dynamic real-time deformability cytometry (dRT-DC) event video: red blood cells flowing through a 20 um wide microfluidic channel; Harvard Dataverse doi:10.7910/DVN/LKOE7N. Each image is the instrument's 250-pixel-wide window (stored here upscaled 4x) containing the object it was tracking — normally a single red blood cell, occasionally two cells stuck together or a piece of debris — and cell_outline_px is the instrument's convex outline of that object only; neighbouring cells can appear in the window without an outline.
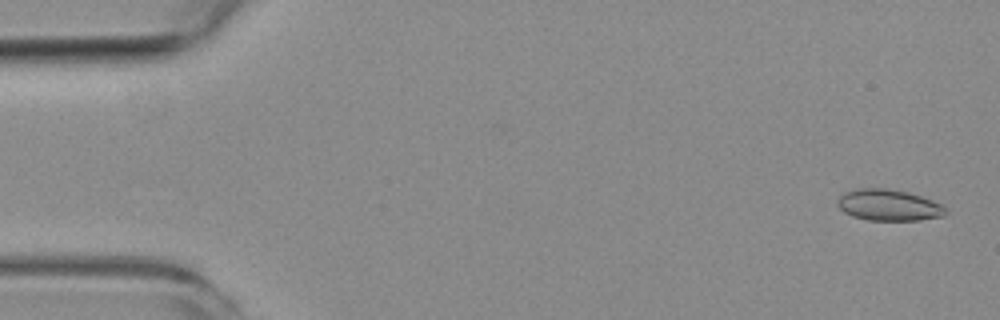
{"species": "common noctule bat (a hibernating species)", "species_latin": "Nyctalus noctula", "temperature_condition": "room temperature", "stored_images_in_passage": 4, "camera_frame_rate_fps": 3000, "um_per_image_px": 0.085, "animal": {"sex": "female", "body_mass_g": 19.3, "forearm_length_mm": 54.1}, "frame": {"image": 1, "passage_image": 1, "time_ms": 0.0, "image_size_px": [1000, 320], "cell_outline_px": [[948, 212], [944, 216], [920, 220], [868, 220], [852, 216], [844, 212], [836, 204], [836, 200], [844, 192], [860, 188], [884, 188], [908, 192], [944, 204]], "centroid_in_image_um": [75.55, 17.44], "position_along_channel_um": 9.4, "area_um2": 19.88}}
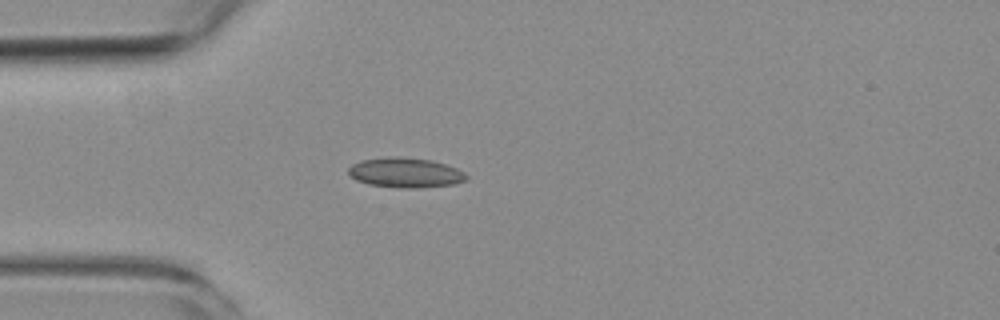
{"frame": {"image": 2, "passage_image": 4, "time_ms": 4.333, "image_size_px": [1000, 320], "cell_outline_px": [[468, 180], [452, 184], [420, 188], [400, 188], [368, 184], [356, 180], [348, 172], [348, 168], [352, 164], [360, 160], [388, 156], [400, 156], [432, 160], [456, 168], [464, 172], [468, 176]], "centroid_in_image_um": [34.45, 14.67], "position_along_channel_um": 50.5, "area_um2": 20.69}}